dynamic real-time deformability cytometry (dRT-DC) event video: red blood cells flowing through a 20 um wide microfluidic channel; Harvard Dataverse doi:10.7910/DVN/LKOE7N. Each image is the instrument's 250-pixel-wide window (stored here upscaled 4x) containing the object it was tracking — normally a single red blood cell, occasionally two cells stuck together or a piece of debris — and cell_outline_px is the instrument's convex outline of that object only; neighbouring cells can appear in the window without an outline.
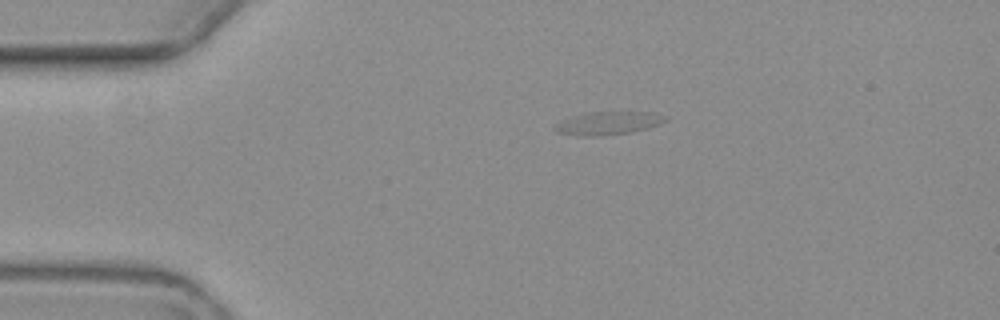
{"species": "common noctule bat (a hibernating species)", "species_latin": "Nyctalus noctula", "temperature_condition": "warm", "stored_images_in_passage": 8, "camera_frame_rate_fps": 3000, "um_per_image_px": 0.085, "animal": {"sex": "female", "body_mass_g": 19.3, "forearm_length_mm": 54.1}, "frame": {"image": 1, "passage_image": 1, "time_ms": 0.0, "image_size_px": [1000, 320], "cell_outline_px": [[668, 120], [644, 128], [628, 132], [600, 136], [584, 136], [560, 132], [552, 128], [552, 124], [572, 116], [588, 112], [628, 108], [652, 112], [668, 116]], "centroid_in_image_um": [51.73, 10.39], "position_along_channel_um": 33.3, "area_um2": 15.55}}
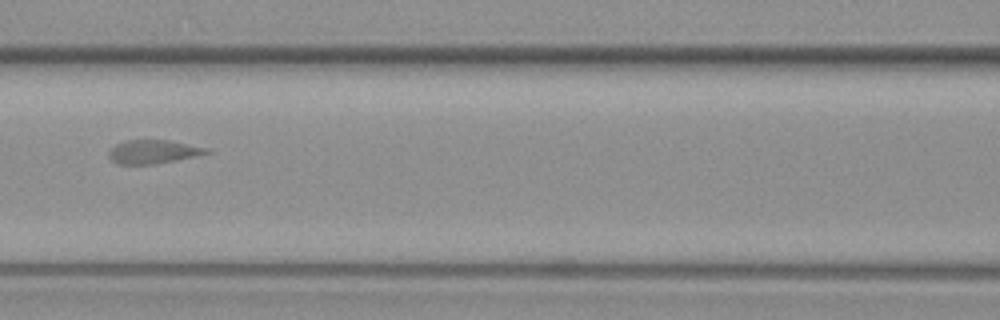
{"frame": {"image": 2, "passage_image": 5, "time_ms": 4.667, "image_size_px": [1000, 320], "cell_outline_px": [[212, 152], [176, 160], [152, 164], [116, 164], [108, 156], [108, 152], [116, 144], [124, 140], [168, 140], [208, 148]], "centroid_in_image_um": [12.99, 12.89], "position_along_channel_um": 153.6, "area_um2": 13.35}}
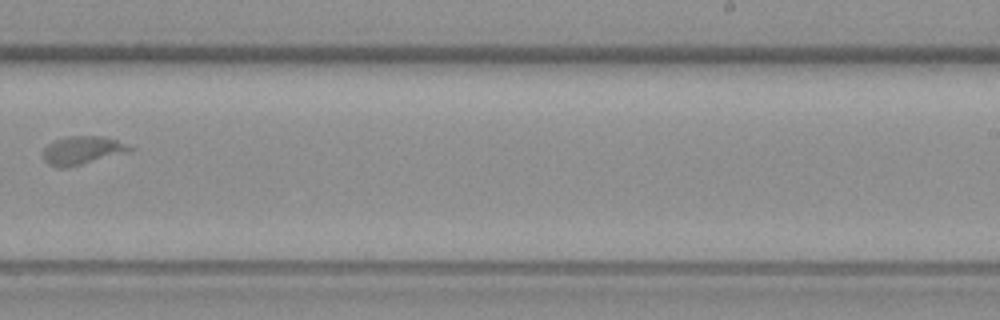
{"frame": {"image": 3, "passage_image": 8, "time_ms": 8.333, "image_size_px": [1000, 320], "cell_outline_px": [[136, 148], [132, 152], [68, 168], [56, 168], [48, 164], [44, 160], [44, 148], [48, 144], [64, 136], [104, 136], [116, 140]], "centroid_in_image_um": [7.04, 12.79], "position_along_channel_um": 282.0, "area_um2": 14.68}}